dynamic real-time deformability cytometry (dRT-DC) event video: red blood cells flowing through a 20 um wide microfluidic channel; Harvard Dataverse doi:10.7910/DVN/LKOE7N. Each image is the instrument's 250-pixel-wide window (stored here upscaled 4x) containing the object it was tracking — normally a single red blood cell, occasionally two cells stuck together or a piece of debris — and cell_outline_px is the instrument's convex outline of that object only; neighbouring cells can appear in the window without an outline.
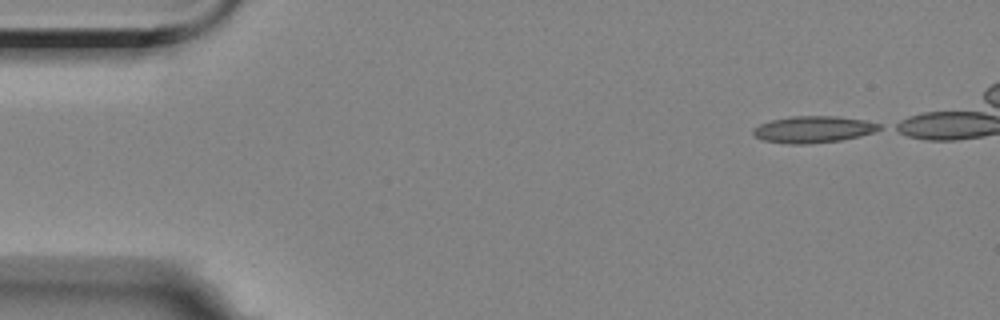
{"species": "Egyptian fruit bat (a non-hibernating species)", "species_latin": "Rousettus aegyptiacus", "temperature_condition": "room temperature", "stored_images_in_passage": 45, "camera_frame_rate_fps": 3000, "um_per_image_px": 0.085, "animal": {"sex": "female"}, "frame": {"image": 1, "passage_image": 1, "time_ms": 0.0, "image_size_px": [1000, 320], "cell_outline_px": [[880, 128], [872, 132], [860, 136], [840, 140], [804, 144], [788, 144], [764, 140], [756, 136], [752, 132], [752, 128], [760, 124], [772, 120], [792, 116], [836, 116], [864, 120], [880, 124]], "centroid_in_image_um": [69.1, 10.99], "position_along_channel_um": 15.9, "area_um2": 19.36}}
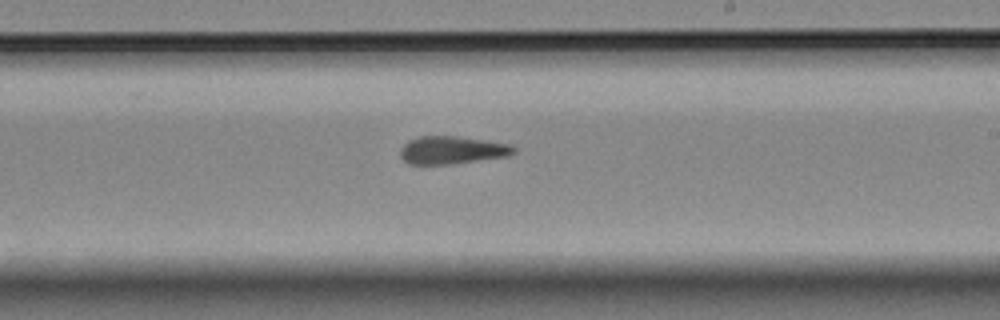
{"frame": {"image": 2, "passage_image": 29, "time_ms": 9.333, "image_size_px": [1000, 320], "cell_outline_px": [[516, 152], [512, 156], [448, 164], [408, 164], [400, 156], [400, 148], [408, 140], [416, 136], [456, 136], [512, 144], [516, 148]], "centroid_in_image_um": [38.44, 12.75], "position_along_channel_um": 250.6, "area_um2": 18.61}}
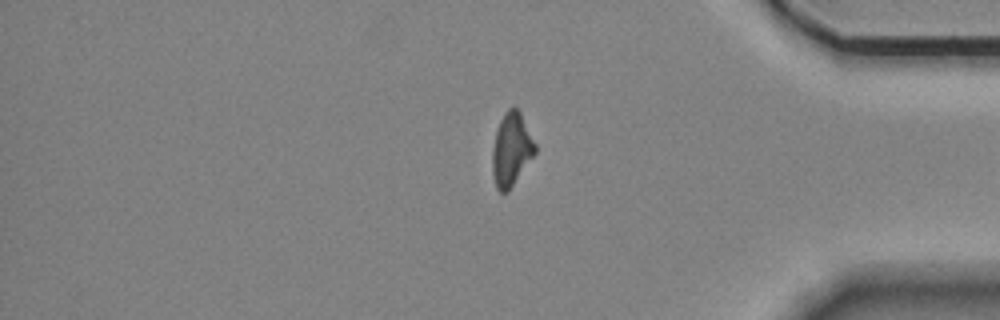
{"frame": {"image": 3, "passage_image": 43, "time_ms": 14.0, "image_size_px": [1000, 320], "cell_outline_px": [[536, 152], [508, 192], [500, 192], [496, 188], [492, 172], [492, 148], [496, 132], [500, 120], [504, 112], [508, 108], [516, 108], [520, 112], [536, 144]], "centroid_in_image_um": [43.45, 12.72], "position_along_channel_um": 391.7, "area_um2": 18.15}, "authors_computed_cell_mechanics": {"area_um2": 18.9006, "velocity_mm_per_s": 3.516, "shape_relaxation_time_tau1_ms": null, "shape_relaxation_time_tau2_ms": 9.5168, "deformation_change_tau1": null, "deformation_change_tau2": 0.2157}}